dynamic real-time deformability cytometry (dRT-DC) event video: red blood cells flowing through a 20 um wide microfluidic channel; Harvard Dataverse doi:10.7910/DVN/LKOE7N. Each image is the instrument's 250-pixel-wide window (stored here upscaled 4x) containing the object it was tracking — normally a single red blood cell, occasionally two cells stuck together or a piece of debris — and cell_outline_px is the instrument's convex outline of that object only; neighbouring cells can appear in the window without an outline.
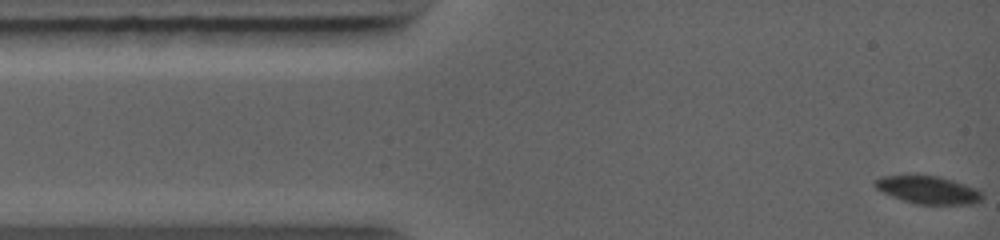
{"species": "common noctule bat (a hibernating species)", "species_latin": "Nyctalus noctula", "temperature_condition": "warm", "stored_images_in_passage": 22, "camera_frame_rate_fps": 5000, "um_per_image_px": 0.085, "animal": {"sex": "female", "body_mass_g": 19.0, "forearm_length_mm": 56.7}, "frame": {"image": 1, "passage_image": 1, "time_ms": 0.0, "image_size_px": [1000, 240], "cell_outline_px": [[984, 196], [980, 200], [972, 204], [912, 204], [892, 196], [876, 188], [872, 184], [880, 176], [940, 176], [976, 188]], "centroid_in_image_um": [78.88, 16.15], "position_along_channel_um": 6.1, "area_um2": 17.17}}
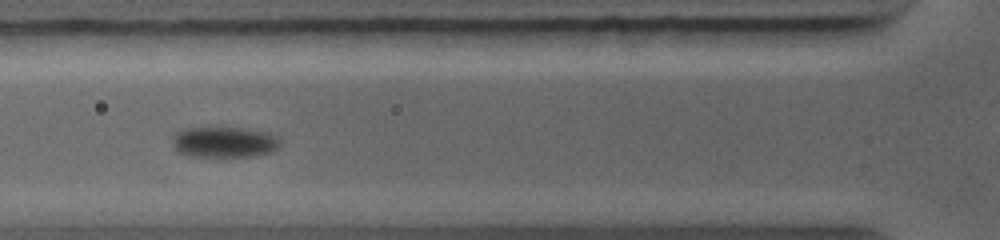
{"frame": {"image": 2, "passage_image": 13, "time_ms": 3.8, "image_size_px": [1000, 240], "cell_outline_px": [[280, 144], [276, 148], [268, 152], [252, 156], [216, 160], [188, 156], [180, 152], [172, 144], [172, 136], [180, 128], [208, 124], [216, 124], [248, 128], [272, 132], [280, 140]], "centroid_in_image_um": [18.98, 12.04], "position_along_channel_um": 106.8, "area_um2": 21.39}}
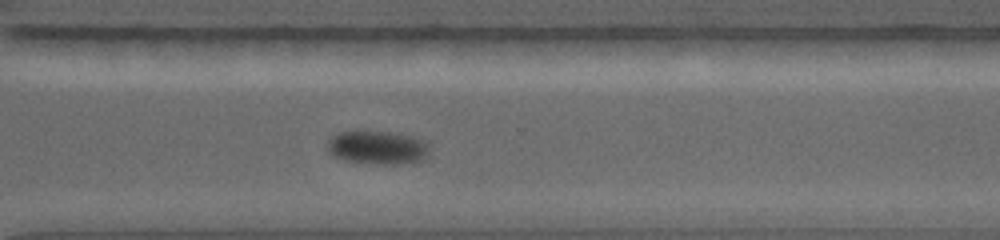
{"frame": {"image": 3, "passage_image": 22, "time_ms": 8.8, "image_size_px": [1000, 240], "cell_outline_px": [[432, 148], [428, 156], [420, 160], [400, 164], [380, 164], [344, 160], [328, 152], [328, 140], [332, 136], [340, 132], [392, 132], [416, 136], [424, 140]], "centroid_in_image_um": [32.17, 12.54], "position_along_channel_um": 338.4, "area_um2": 19.94}}